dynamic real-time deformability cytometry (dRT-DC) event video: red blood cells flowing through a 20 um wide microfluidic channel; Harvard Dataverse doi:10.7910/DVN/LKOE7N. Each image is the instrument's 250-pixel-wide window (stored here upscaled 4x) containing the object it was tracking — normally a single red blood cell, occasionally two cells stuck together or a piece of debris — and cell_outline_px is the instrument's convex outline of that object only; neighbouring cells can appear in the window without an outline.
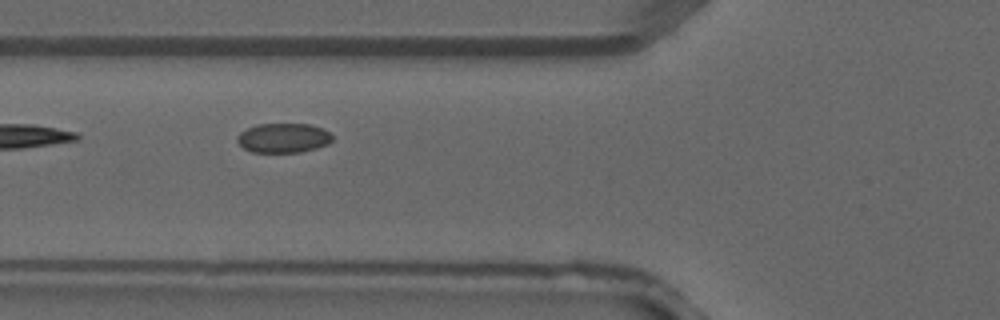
{"species": "common noctule bat (a hibernating species)", "species_latin": "Nyctalus noctula", "temperature_condition": "warm", "stored_images_in_passage": 4, "camera_frame_rate_fps": 3000, "um_per_image_px": 0.085, "animal": {"sex": "male", "forearm_length_mm": 52.5}, "frame": {"image": 1, "passage_image": 4, "time_ms": 1.0, "image_size_px": [1000, 320], "cell_outline_px": [[332, 140], [328, 144], [316, 148], [300, 152], [252, 152], [244, 148], [236, 140], [236, 136], [240, 132], [256, 124], [312, 124], [324, 128], [332, 136]], "centroid_in_image_um": [24.09, 11.72], "position_along_channel_um": 101.7, "area_um2": 16.42}}